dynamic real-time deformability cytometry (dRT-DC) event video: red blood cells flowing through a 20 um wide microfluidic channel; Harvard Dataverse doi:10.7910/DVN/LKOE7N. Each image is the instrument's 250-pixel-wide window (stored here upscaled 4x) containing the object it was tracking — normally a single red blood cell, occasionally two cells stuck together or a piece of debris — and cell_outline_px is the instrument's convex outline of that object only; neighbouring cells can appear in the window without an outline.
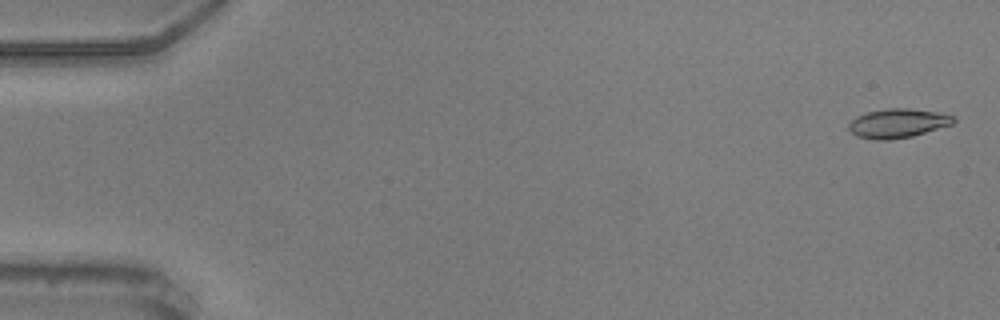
{"species": "common noctule bat (a hibernating species)", "species_latin": "Nyctalus noctula", "temperature_condition": "warm", "stored_images_in_passage": 6, "camera_frame_rate_fps": 3000, "um_per_image_px": 0.085, "animal": {"sex": "male", "body_mass_g": 20.5, "forearm_length_mm": 52.5}, "frame": {"image": 1, "passage_image": 2, "time_ms": 0.333, "image_size_px": [1000, 320], "cell_outline_px": [[956, 120], [952, 124], [912, 136], [888, 140], [876, 140], [856, 136], [848, 128], [848, 124], [856, 116], [868, 112], [888, 108], [908, 108], [936, 112], [956, 116]], "centroid_in_image_um": [76.3, 10.47], "position_along_channel_um": 8.7, "area_um2": 17.69}}